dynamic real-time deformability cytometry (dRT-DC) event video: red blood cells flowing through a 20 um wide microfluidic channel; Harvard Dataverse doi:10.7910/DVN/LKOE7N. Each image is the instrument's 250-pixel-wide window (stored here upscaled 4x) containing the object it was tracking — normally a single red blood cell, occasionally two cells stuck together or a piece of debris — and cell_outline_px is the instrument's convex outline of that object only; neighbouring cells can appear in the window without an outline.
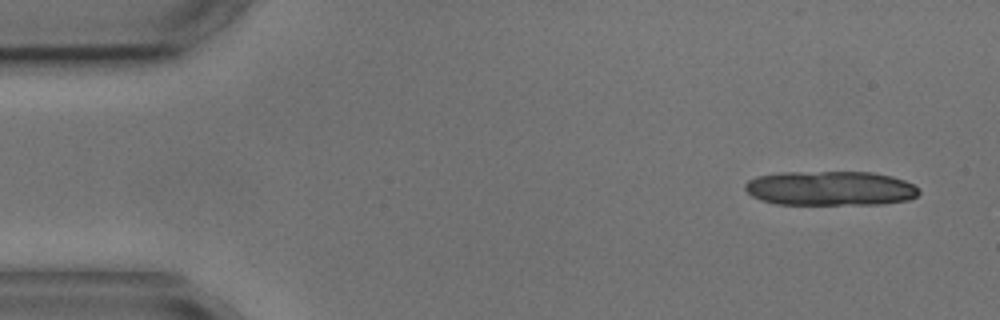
{"species": "common noctule bat (a hibernating species)", "species_latin": "Nyctalus noctula", "temperature_condition": "cold", "stored_images_in_passage": 3, "camera_frame_rate_fps": 3000, "um_per_image_px": 0.085, "animal": {"sex": "male", "body_mass_g": 17.9, "forearm_length_mm": 54.2}, "frame": {"image": 1, "passage_image": 1, "time_ms": 0.0, "image_size_px": [1000, 320], "cell_outline_px": [[920, 192], [916, 196], [908, 200], [884, 204], [776, 204], [760, 200], [752, 196], [744, 188], [744, 184], [748, 180], [756, 176], [780, 172], [872, 172], [892, 176], [904, 180], [920, 188]], "centroid_in_image_um": [70.57, 16.0], "position_along_channel_um": 14.4, "area_um2": 35.26}}